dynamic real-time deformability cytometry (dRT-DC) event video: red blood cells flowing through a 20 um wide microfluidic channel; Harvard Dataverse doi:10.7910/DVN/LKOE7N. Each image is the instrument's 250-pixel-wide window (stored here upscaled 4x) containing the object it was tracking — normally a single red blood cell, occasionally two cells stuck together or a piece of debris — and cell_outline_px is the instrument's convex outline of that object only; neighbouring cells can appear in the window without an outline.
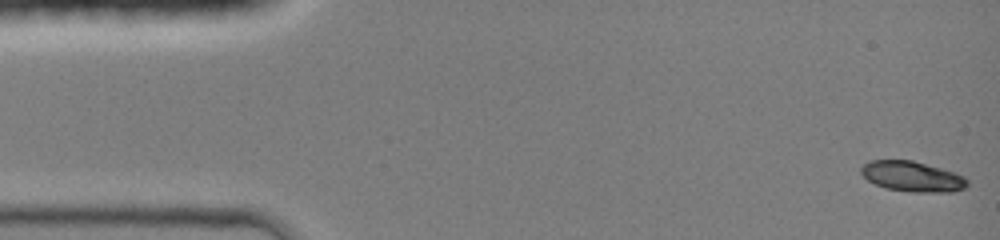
{"species": "common noctule bat (a hibernating species)", "species_latin": "Nyctalus noctula", "temperature_condition": "room temperature", "stored_images_in_passage": 11, "camera_frame_rate_fps": 3000, "um_per_image_px": 0.085, "animal": {"sex": "female", "body_mass_g": 19.0, "forearm_length_mm": 51.5}, "frame": {"image": 1, "passage_image": 1, "time_ms": 0.0, "image_size_px": [1000, 240], "cell_outline_px": [[968, 184], [964, 188], [952, 192], [912, 192], [884, 188], [868, 180], [860, 172], [860, 168], [868, 160], [912, 160], [956, 172], [964, 176], [968, 180]], "centroid_in_image_um": [77.55, 15.0], "position_along_channel_um": 7.4, "area_um2": 18.9}}